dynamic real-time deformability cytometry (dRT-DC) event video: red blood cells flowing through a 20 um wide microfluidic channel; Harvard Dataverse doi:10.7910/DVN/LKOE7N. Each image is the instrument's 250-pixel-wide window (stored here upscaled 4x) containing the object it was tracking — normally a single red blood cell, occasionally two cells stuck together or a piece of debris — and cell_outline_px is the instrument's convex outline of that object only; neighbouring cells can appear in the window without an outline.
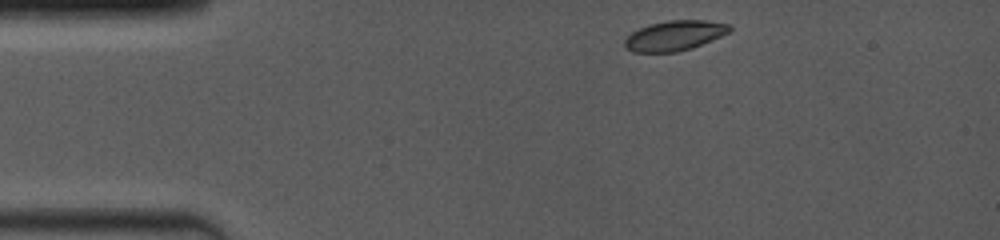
{"species": "common noctule bat (a hibernating species)", "species_latin": "Nyctalus noctula", "temperature_condition": "room temperature", "stored_images_in_passage": 7, "camera_frame_rate_fps": 4000, "um_per_image_px": 0.085, "animal": {"sex": "female", "body_mass_g": 19.0, "forearm_length_mm": 53.3}, "frame": {"image": 1, "passage_image": 1, "time_ms": 0.0, "image_size_px": [1000, 240], "cell_outline_px": [[732, 28], [728, 32], [712, 40], [692, 48], [676, 52], [632, 52], [624, 48], [624, 40], [632, 32], [648, 24], [668, 20], [704, 20], [732, 24]], "centroid_in_image_um": [57.32, 3.02], "position_along_channel_um": 27.7, "area_um2": 18.44}}
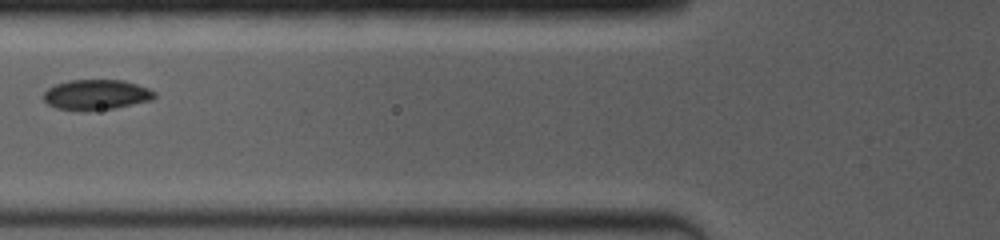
{"frame": {"image": 2, "passage_image": 5, "time_ms": 3.75, "image_size_px": [1000, 240], "cell_outline_px": [[156, 96], [152, 100], [116, 108], [80, 112], [56, 108], [48, 104], [44, 100], [44, 92], [48, 88], [56, 84], [68, 80], [124, 80], [148, 88], [156, 92]], "centroid_in_image_um": [8.18, 8.06], "position_along_channel_um": 117.6, "area_um2": 19.83}}
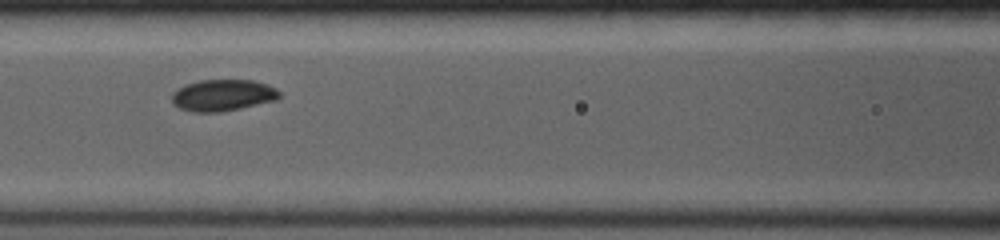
{"frame": {"image": 3, "passage_image": 6, "time_ms": 4.5, "image_size_px": [1000, 240], "cell_outline_px": [[280, 96], [276, 100], [240, 108], [220, 112], [192, 112], [180, 108], [172, 104], [172, 92], [176, 88], [184, 84], [200, 80], [252, 80], [276, 88], [280, 92]], "centroid_in_image_um": [18.89, 8.09], "position_along_channel_um": 147.7, "area_um2": 19.83}}